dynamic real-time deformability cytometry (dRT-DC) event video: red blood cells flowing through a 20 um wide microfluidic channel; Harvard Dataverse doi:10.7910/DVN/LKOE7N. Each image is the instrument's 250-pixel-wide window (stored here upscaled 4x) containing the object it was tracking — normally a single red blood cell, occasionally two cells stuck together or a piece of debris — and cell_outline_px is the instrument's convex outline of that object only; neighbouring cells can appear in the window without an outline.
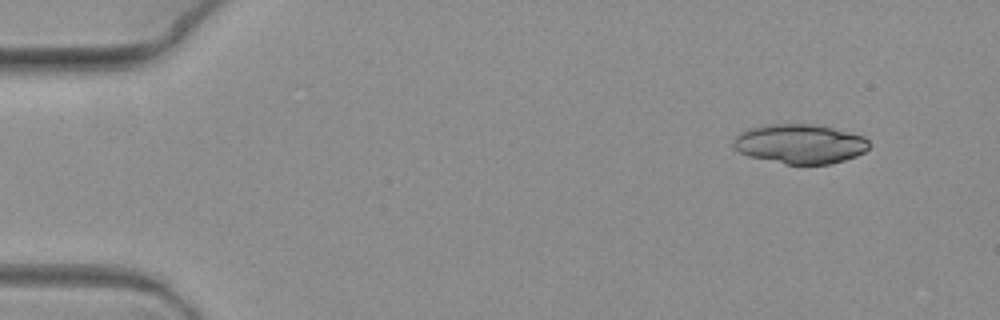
{"species": "common noctule bat (a hibernating species)", "species_latin": "Nyctalus noctula", "temperature_condition": "warm", "stored_images_in_passage": 4, "camera_frame_rate_fps": 3000, "um_per_image_px": 0.085, "animal": {"sex": "female", "body_mass_g": 19.3, "forearm_length_mm": 54.1}, "frame": {"image": 1, "passage_image": 1, "time_ms": 0.0, "image_size_px": [1000, 320], "cell_outline_px": [[868, 148], [864, 152], [856, 156], [844, 160], [828, 164], [788, 164], [748, 156], [740, 152], [732, 144], [732, 140], [744, 128], [764, 124], [816, 124], [864, 136], [868, 140]], "centroid_in_image_um": [67.95, 12.21], "position_along_channel_um": 17.0, "area_um2": 31.27}}